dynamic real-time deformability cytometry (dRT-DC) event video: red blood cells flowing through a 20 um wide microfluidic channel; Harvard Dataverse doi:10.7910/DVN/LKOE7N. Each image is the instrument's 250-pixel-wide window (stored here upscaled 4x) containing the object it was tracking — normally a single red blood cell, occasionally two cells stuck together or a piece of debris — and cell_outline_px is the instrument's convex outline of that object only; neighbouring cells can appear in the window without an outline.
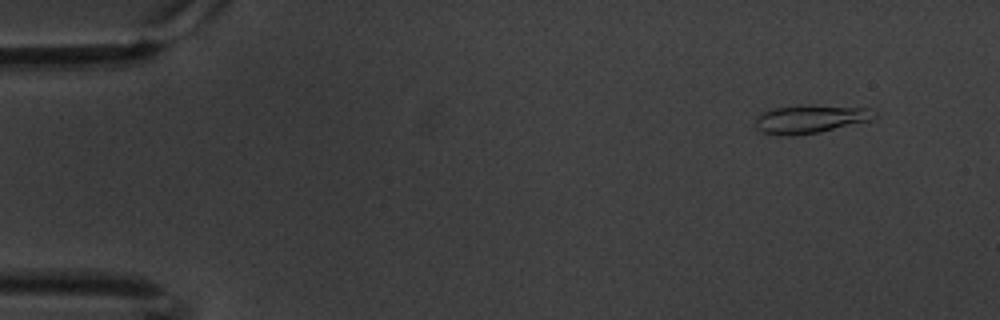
{"species": "common noctule bat (a hibernating species)", "species_latin": "Nyctalus noctula", "temperature_condition": "warm", "stored_images_in_passage": 60, "camera_frame_rate_fps": 3000, "um_per_image_px": 0.085, "animal": {"sex": "male", "body_mass_g": 20.1, "forearm_length_mm": 53.5}, "frame": {"image": 1, "passage_image": 5, "time_ms": 1.333, "image_size_px": [1000, 320], "cell_outline_px": [[876, 116], [868, 120], [820, 132], [792, 136], [784, 136], [764, 132], [756, 128], [756, 116], [760, 112], [776, 108], [872, 108], [876, 112]], "centroid_in_image_um": [68.81, 10.18], "position_along_channel_um": 16.2, "area_um2": 18.26}}
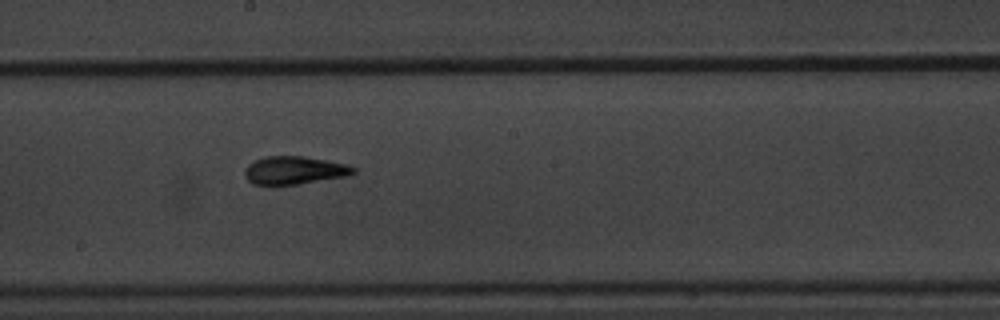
{"frame": {"image": 2, "passage_image": 33, "time_ms": 10.667, "image_size_px": [1000, 320], "cell_outline_px": [[356, 172], [344, 176], [300, 184], [276, 188], [272, 188], [252, 184], [244, 176], [244, 168], [248, 164], [264, 156], [304, 156], [344, 164], [356, 168]], "centroid_in_image_um": [24.9, 14.52], "position_along_channel_um": 223.3, "area_um2": 18.26}}
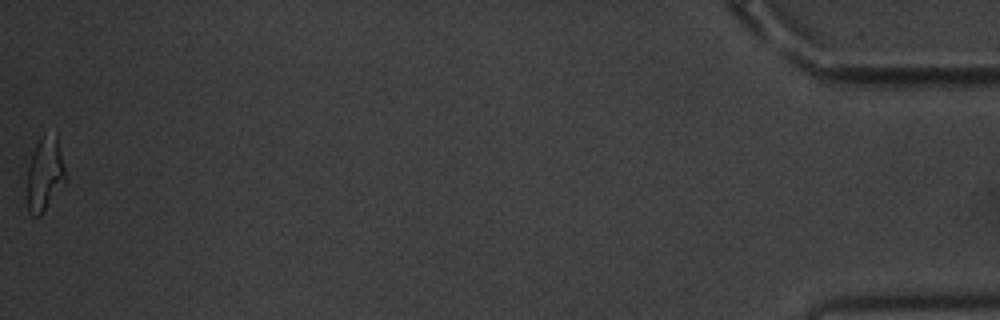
{"frame": {"image": 3, "passage_image": 60, "time_ms": 19.667, "image_size_px": [1000, 320], "cell_outline_px": [[68, 180], [40, 216], [32, 216], [28, 212], [24, 160], [40, 136], [44, 132], [56, 132], [68, 176]], "centroid_in_image_um": [3.76, 14.71], "position_along_channel_um": 431.4, "area_um2": 18.32}, "authors_computed_cell_mechanics": {"area_um2": 17.5134, "velocity_mm_per_s": 3.3689, "shape_relaxation_time_tau1_ms": 4.2751, "shape_relaxation_time_tau2_ms": 1.2754, "deformation_change_tau1": 0.1956, "deformation_change_tau2": 0.1045}}